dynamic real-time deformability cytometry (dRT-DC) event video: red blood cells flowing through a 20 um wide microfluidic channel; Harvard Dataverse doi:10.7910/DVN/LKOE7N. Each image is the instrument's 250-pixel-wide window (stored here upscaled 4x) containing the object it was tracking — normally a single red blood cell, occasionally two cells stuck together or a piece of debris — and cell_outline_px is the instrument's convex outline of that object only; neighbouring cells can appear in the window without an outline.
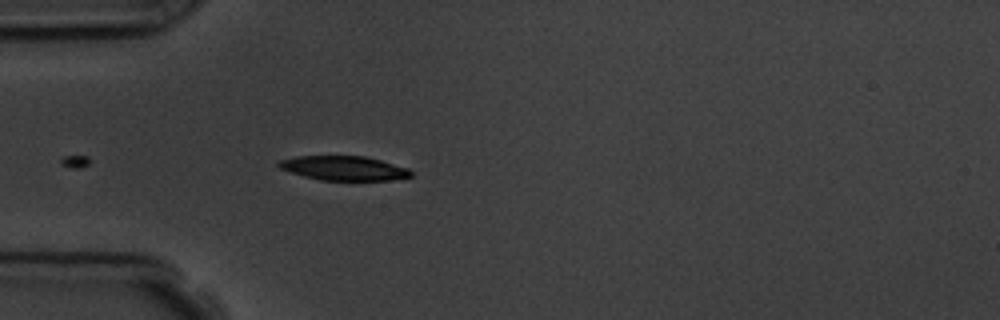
{"species": "common noctule bat (a hibernating species)", "species_latin": "Nyctalus noctula", "temperature_condition": "room temperature", "stored_images_in_passage": 4, "camera_frame_rate_fps": 3000, "um_per_image_px": 0.085, "animal": {"sex": "male", "body_mass_g": 19.5, "forearm_length_mm": 54.6}, "frame": {"image": 1, "passage_image": 4, "time_ms": 3.333, "image_size_px": [1000, 320], "cell_outline_px": [[412, 176], [388, 180], [320, 180], [304, 176], [280, 168], [276, 164], [280, 160], [296, 156], [364, 156], [380, 160], [408, 168], [412, 172]], "centroid_in_image_um": [29.22, 14.29], "position_along_channel_um": 55.8, "area_um2": 18.55}}